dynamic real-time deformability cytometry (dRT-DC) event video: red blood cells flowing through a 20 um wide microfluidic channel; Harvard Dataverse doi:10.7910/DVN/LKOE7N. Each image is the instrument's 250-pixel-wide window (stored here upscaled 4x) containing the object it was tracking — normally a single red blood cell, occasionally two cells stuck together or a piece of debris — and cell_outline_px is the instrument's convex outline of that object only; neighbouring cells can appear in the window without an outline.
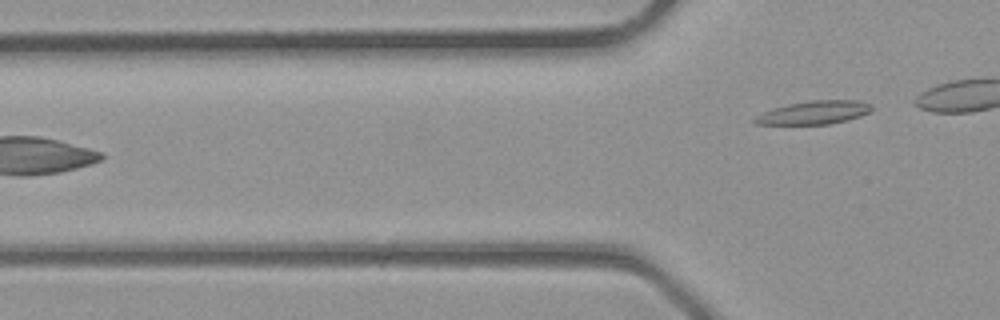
{"species": "common noctule bat (a hibernating species)", "species_latin": "Nyctalus noctula", "temperature_condition": "room temperature", "stored_images_in_passage": 4, "camera_frame_rate_fps": 3000, "um_per_image_px": 0.085, "animal": {"sex": "male", "body_mass_g": 23.1, "forearm_length_mm": 52.7}, "frame": {"image": 1, "passage_image": 4, "time_ms": 1.0, "image_size_px": [1000, 320], "cell_outline_px": [[872, 108], [868, 112], [860, 116], [828, 124], [756, 124], [752, 120], [756, 116], [772, 108], [788, 104], [812, 100], [860, 100], [872, 104]], "centroid_in_image_um": [69.19, 9.55], "position_along_channel_um": 56.6, "area_um2": 15.72}}